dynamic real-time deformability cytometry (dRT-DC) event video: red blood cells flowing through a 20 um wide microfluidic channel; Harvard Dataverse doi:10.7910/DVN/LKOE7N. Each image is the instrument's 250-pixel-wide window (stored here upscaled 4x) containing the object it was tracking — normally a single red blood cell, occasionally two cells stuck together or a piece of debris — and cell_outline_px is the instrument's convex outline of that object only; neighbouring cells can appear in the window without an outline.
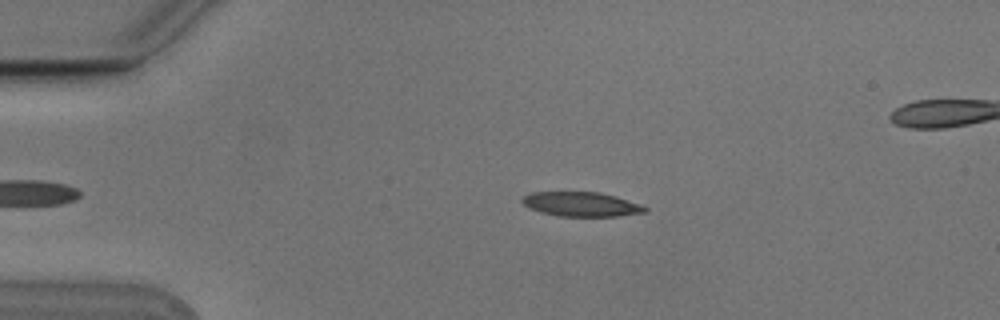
{"species": "Egyptian fruit bat (a non-hibernating species)", "species_latin": "Rousettus aegyptiacus", "temperature_condition": "cold", "stored_images_in_passage": 4, "camera_frame_rate_fps": 3000, "um_per_image_px": 0.085, "animal": {"sex": "male"}, "frame": {"image": 1, "passage_image": 2, "time_ms": 0.333, "image_size_px": [1000, 320], "cell_outline_px": [[648, 208], [644, 212], [620, 216], [556, 216], [540, 212], [528, 208], [520, 200], [528, 192], [600, 192], [616, 196], [640, 204]], "centroid_in_image_um": [49.37, 17.35], "position_along_channel_um": 35.6, "area_um2": 17.57}}